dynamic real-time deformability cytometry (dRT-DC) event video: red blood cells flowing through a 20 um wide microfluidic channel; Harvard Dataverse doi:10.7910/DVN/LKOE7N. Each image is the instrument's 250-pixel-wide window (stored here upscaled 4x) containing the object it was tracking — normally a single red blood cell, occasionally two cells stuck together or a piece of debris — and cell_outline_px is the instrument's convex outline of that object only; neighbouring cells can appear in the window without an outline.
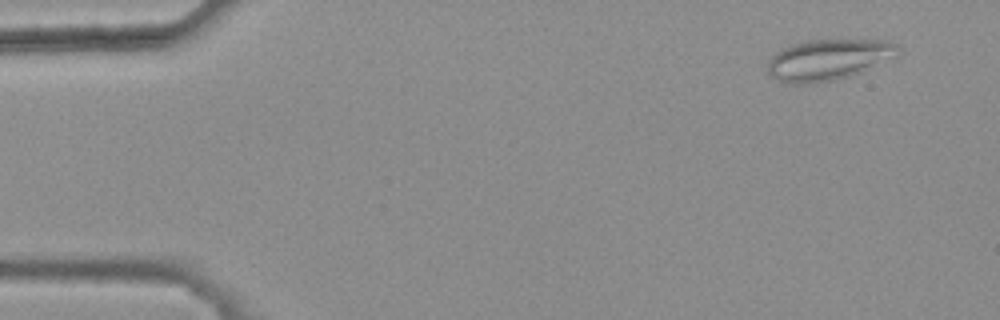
{"species": "common noctule bat (a hibernating species)", "species_latin": "Nyctalus noctula", "temperature_condition": "warm", "stored_images_in_passage": 12, "camera_frame_rate_fps": 3000, "um_per_image_px": 0.085, "animal": {"sex": "female", "body_mass_g": 25.1}, "frame": {"image": 1, "passage_image": 1, "time_ms": 0.0, "image_size_px": [1000, 320], "cell_outline_px": [[904, 52], [900, 56], [860, 72], [848, 76], [832, 80], [812, 84], [792, 84], [776, 80], [768, 72], [768, 60], [780, 48], [804, 40], [884, 40], [896, 44]], "centroid_in_image_um": [70.44, 5.06], "position_along_channel_um": 14.6, "area_um2": 31.5}}